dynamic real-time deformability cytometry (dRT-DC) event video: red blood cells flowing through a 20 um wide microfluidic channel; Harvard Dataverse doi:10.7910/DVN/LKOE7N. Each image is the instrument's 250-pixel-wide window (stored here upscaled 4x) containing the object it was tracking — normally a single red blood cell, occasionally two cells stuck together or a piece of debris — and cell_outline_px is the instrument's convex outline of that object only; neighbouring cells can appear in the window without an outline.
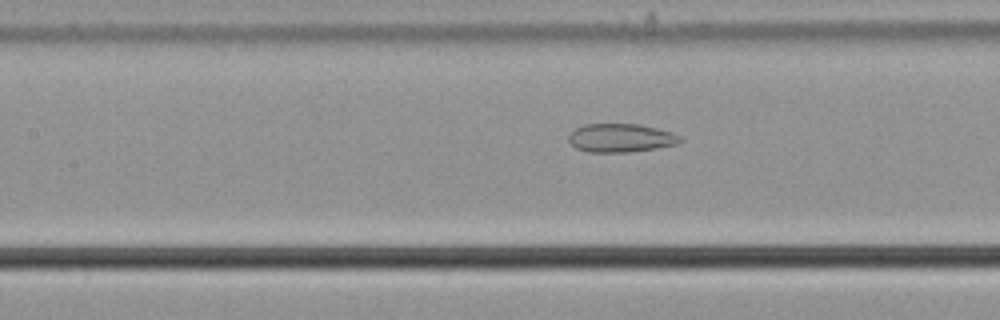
{"species": "common noctule bat (a hibernating species)", "species_latin": "Nyctalus noctula", "temperature_condition": "cold", "stored_images_in_passage": 40, "camera_frame_rate_fps": 3000, "um_per_image_px": 0.085, "animal": {"sex": "male", "body_mass_g": 21.5, "forearm_length_mm": 52.0}, "frame": {"image": 1, "passage_image": 10, "time_ms": 3.0, "image_size_px": [1000, 320], "cell_outline_px": [[684, 140], [676, 144], [656, 148], [628, 152], [588, 152], [576, 148], [568, 140], [568, 136], [576, 128], [584, 124], [640, 124], [672, 132], [680, 136]], "centroid_in_image_um": [52.77, 11.72], "position_along_channel_um": 154.6, "area_um2": 18.5}}
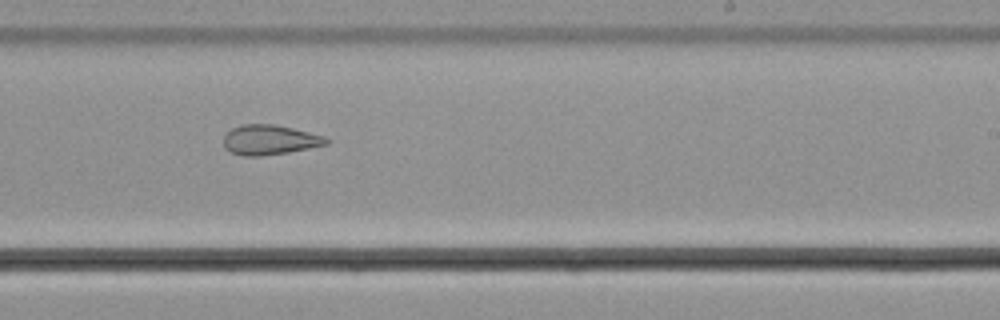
{"frame": {"image": 2, "passage_image": 19, "time_ms": 6.0, "image_size_px": [1000, 320], "cell_outline_px": [[332, 140], [328, 144], [288, 152], [260, 156], [244, 156], [232, 152], [224, 148], [224, 136], [232, 128], [240, 124], [272, 124], [292, 128], [324, 136]], "centroid_in_image_um": [22.92, 11.88], "position_along_channel_um": 266.1, "area_um2": 17.8}}
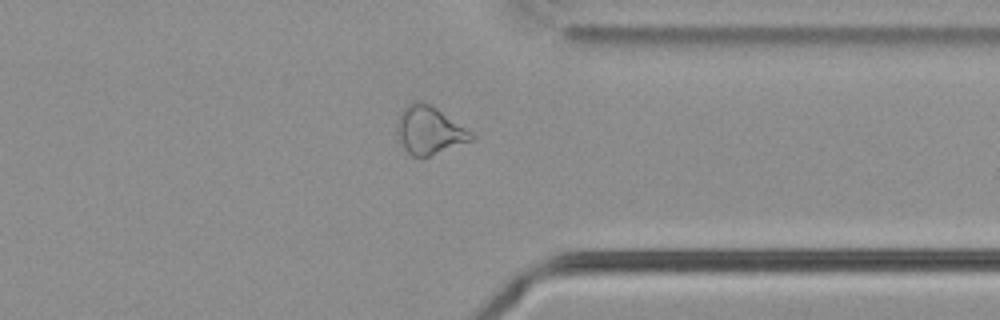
{"frame": {"image": 3, "passage_image": 28, "time_ms": 9.0, "image_size_px": [1000, 320], "cell_outline_px": [[476, 140], [428, 156], [412, 156], [404, 148], [396, 132], [396, 124], [404, 108], [412, 100], [420, 100], [436, 108], [472, 132], [476, 136]], "centroid_in_image_um": [36.51, 11.07], "position_along_channel_um": 374.9, "area_um2": 20.63}, "authors_computed_cell_mechanics": {"area_um2": 20.0566, "velocity_mm_per_s": 3.73, "shape_relaxation_time_tau1_ms": null, "shape_relaxation_time_tau2_ms": 1.8042, "deformation_change_tau1": null, "deformation_change_tau2": 0.1021}}